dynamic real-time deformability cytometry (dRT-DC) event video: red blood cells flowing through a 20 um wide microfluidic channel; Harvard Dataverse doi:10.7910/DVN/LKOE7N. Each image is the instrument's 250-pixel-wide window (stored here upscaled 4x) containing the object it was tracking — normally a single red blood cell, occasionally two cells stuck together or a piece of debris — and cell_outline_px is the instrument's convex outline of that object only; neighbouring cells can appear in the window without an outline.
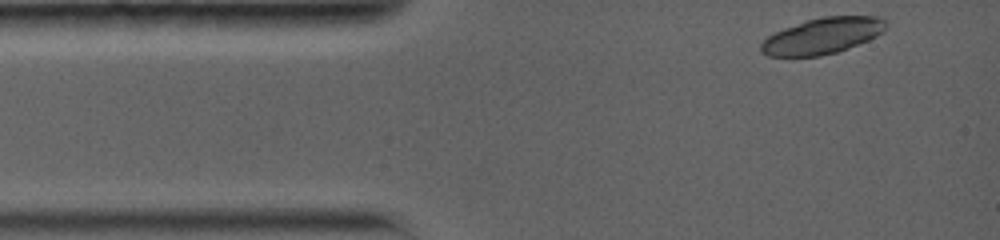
{"species": "common noctule bat (a hibernating species)", "species_latin": "Nyctalus noctula", "temperature_condition": "warm", "stored_images_in_passage": 4, "camera_frame_rate_fps": 5000, "um_per_image_px": 0.085, "animal": {"sex": "female", "body_mass_g": 19.0, "forearm_length_mm": 56.7}, "frame": {"image": 1, "passage_image": 1, "time_ms": 0.0, "image_size_px": [1000, 240], "cell_outline_px": [[884, 28], [876, 36], [868, 40], [836, 52], [820, 56], [768, 56], [760, 52], [760, 44], [768, 36], [784, 28], [808, 20], [824, 16], [876, 16], [884, 20]], "centroid_in_image_um": [69.86, 3.06], "position_along_channel_um": 15.1, "area_um2": 25.78}}